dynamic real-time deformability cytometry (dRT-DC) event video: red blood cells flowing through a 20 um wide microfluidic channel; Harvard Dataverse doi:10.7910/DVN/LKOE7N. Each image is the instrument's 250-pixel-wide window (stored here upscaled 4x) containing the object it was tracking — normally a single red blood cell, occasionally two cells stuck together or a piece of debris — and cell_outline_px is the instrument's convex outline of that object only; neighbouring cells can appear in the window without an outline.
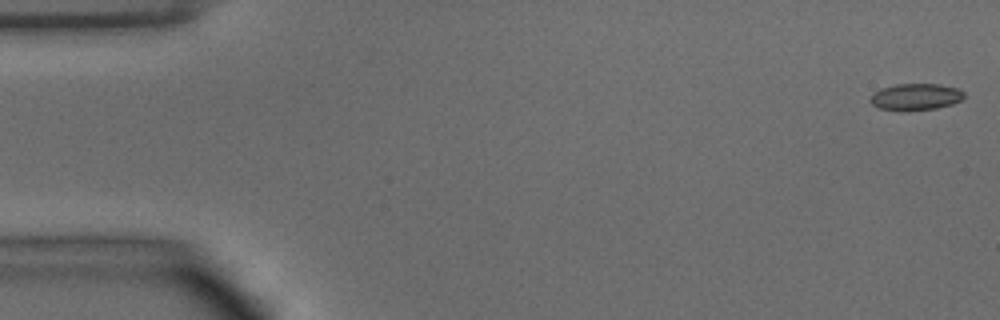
{"species": "common noctule bat (a hibernating species)", "species_latin": "Nyctalus noctula", "temperature_condition": "warm", "stored_images_in_passage": 45, "camera_frame_rate_fps": 3000, "um_per_image_px": 0.085, "animal": {"sex": "male", "body_mass_g": 15.6}, "frame": {"image": 1, "passage_image": 1, "time_ms": 0.0, "image_size_px": [1000, 320], "cell_outline_px": [[964, 96], [960, 100], [952, 104], [936, 108], [900, 112], [880, 108], [872, 104], [868, 100], [872, 92], [880, 88], [896, 84], [940, 84], [956, 88], [964, 92]], "centroid_in_image_um": [77.76, 8.24], "position_along_channel_um": 7.2, "area_um2": 14.8}}
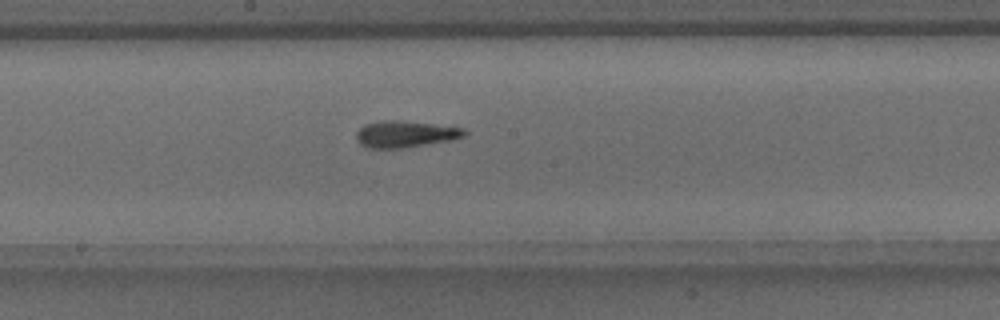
{"frame": {"image": 2, "passage_image": 26, "time_ms": 8.333, "image_size_px": [1000, 320], "cell_outline_px": [[468, 132], [464, 136], [452, 140], [404, 148], [368, 148], [360, 144], [356, 140], [356, 132], [364, 124], [384, 120], [396, 120], [432, 124], [464, 128]], "centroid_in_image_um": [34.43, 11.4], "position_along_channel_um": 213.8, "area_um2": 16.76}}
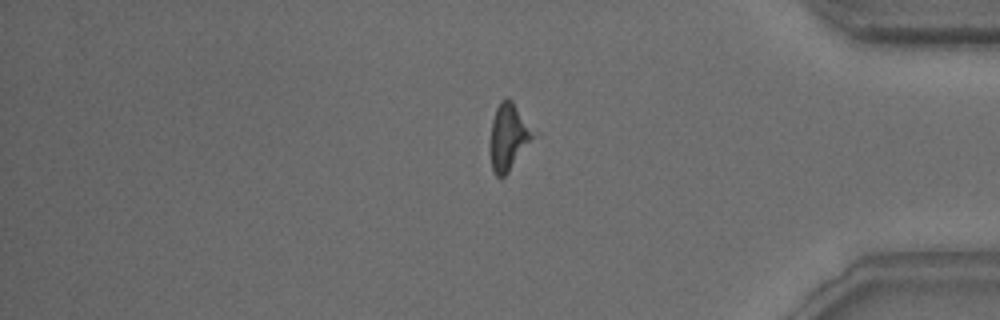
{"frame": {"image": 3, "passage_image": 41, "time_ms": 13.333, "image_size_px": [1000, 320], "cell_outline_px": [[540, 136], [508, 172], [504, 176], [496, 176], [492, 168], [488, 148], [488, 144], [492, 120], [496, 108], [500, 100], [508, 96], [512, 100], [540, 132]], "centroid_in_image_um": [43.32, 11.6], "position_along_channel_um": 391.9, "area_um2": 18.26}}